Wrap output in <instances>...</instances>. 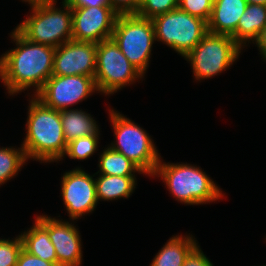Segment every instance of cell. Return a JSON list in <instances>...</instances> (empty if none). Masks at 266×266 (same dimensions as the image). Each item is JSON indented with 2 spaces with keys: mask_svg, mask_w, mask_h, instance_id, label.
Wrapping results in <instances>:
<instances>
[{
  "mask_svg": "<svg viewBox=\"0 0 266 266\" xmlns=\"http://www.w3.org/2000/svg\"><path fill=\"white\" fill-rule=\"evenodd\" d=\"M10 38L16 47L0 55V81L12 97L30 89L35 95L52 76L56 48L30 41L16 28Z\"/></svg>",
  "mask_w": 266,
  "mask_h": 266,
  "instance_id": "1",
  "label": "cell"
},
{
  "mask_svg": "<svg viewBox=\"0 0 266 266\" xmlns=\"http://www.w3.org/2000/svg\"><path fill=\"white\" fill-rule=\"evenodd\" d=\"M28 101L26 136L21 142L27 159L46 164L65 160L67 143L60 111L47 107L34 95Z\"/></svg>",
  "mask_w": 266,
  "mask_h": 266,
  "instance_id": "2",
  "label": "cell"
},
{
  "mask_svg": "<svg viewBox=\"0 0 266 266\" xmlns=\"http://www.w3.org/2000/svg\"><path fill=\"white\" fill-rule=\"evenodd\" d=\"M151 177H160L169 194L185 205L210 204L222 200L225 195L201 167L187 162L166 163L160 158Z\"/></svg>",
  "mask_w": 266,
  "mask_h": 266,
  "instance_id": "3",
  "label": "cell"
},
{
  "mask_svg": "<svg viewBox=\"0 0 266 266\" xmlns=\"http://www.w3.org/2000/svg\"><path fill=\"white\" fill-rule=\"evenodd\" d=\"M57 0H44L29 9L30 14L15 28L28 40L59 47L72 39V7ZM63 8V9H62ZM29 15V16H28Z\"/></svg>",
  "mask_w": 266,
  "mask_h": 266,
  "instance_id": "4",
  "label": "cell"
},
{
  "mask_svg": "<svg viewBox=\"0 0 266 266\" xmlns=\"http://www.w3.org/2000/svg\"><path fill=\"white\" fill-rule=\"evenodd\" d=\"M108 111L113 136H115V140L108 146L126 156L143 172V175L151 177L162 158L154 140L146 130L126 115L124 116L113 108Z\"/></svg>",
  "mask_w": 266,
  "mask_h": 266,
  "instance_id": "5",
  "label": "cell"
},
{
  "mask_svg": "<svg viewBox=\"0 0 266 266\" xmlns=\"http://www.w3.org/2000/svg\"><path fill=\"white\" fill-rule=\"evenodd\" d=\"M242 50L230 35L207 32L184 59L190 64L195 81L201 82L230 69Z\"/></svg>",
  "mask_w": 266,
  "mask_h": 266,
  "instance_id": "6",
  "label": "cell"
},
{
  "mask_svg": "<svg viewBox=\"0 0 266 266\" xmlns=\"http://www.w3.org/2000/svg\"><path fill=\"white\" fill-rule=\"evenodd\" d=\"M111 38L128 61L145 76L156 41L152 20L136 14H118Z\"/></svg>",
  "mask_w": 266,
  "mask_h": 266,
  "instance_id": "7",
  "label": "cell"
},
{
  "mask_svg": "<svg viewBox=\"0 0 266 266\" xmlns=\"http://www.w3.org/2000/svg\"><path fill=\"white\" fill-rule=\"evenodd\" d=\"M155 40L185 57L208 32L207 23L176 8L151 19Z\"/></svg>",
  "mask_w": 266,
  "mask_h": 266,
  "instance_id": "8",
  "label": "cell"
},
{
  "mask_svg": "<svg viewBox=\"0 0 266 266\" xmlns=\"http://www.w3.org/2000/svg\"><path fill=\"white\" fill-rule=\"evenodd\" d=\"M144 77L123 55L112 38L97 43L94 78L101 95H113L124 87L139 82V79Z\"/></svg>",
  "mask_w": 266,
  "mask_h": 266,
  "instance_id": "9",
  "label": "cell"
},
{
  "mask_svg": "<svg viewBox=\"0 0 266 266\" xmlns=\"http://www.w3.org/2000/svg\"><path fill=\"white\" fill-rule=\"evenodd\" d=\"M94 93H99L94 77L52 75L34 96L47 107L61 111L71 109Z\"/></svg>",
  "mask_w": 266,
  "mask_h": 266,
  "instance_id": "10",
  "label": "cell"
},
{
  "mask_svg": "<svg viewBox=\"0 0 266 266\" xmlns=\"http://www.w3.org/2000/svg\"><path fill=\"white\" fill-rule=\"evenodd\" d=\"M95 174L81 167L65 172L61 177V198L70 220L93 213L99 204L96 195Z\"/></svg>",
  "mask_w": 266,
  "mask_h": 266,
  "instance_id": "11",
  "label": "cell"
},
{
  "mask_svg": "<svg viewBox=\"0 0 266 266\" xmlns=\"http://www.w3.org/2000/svg\"><path fill=\"white\" fill-rule=\"evenodd\" d=\"M117 16L111 6L72 8V39L97 44L111 38Z\"/></svg>",
  "mask_w": 266,
  "mask_h": 266,
  "instance_id": "12",
  "label": "cell"
},
{
  "mask_svg": "<svg viewBox=\"0 0 266 266\" xmlns=\"http://www.w3.org/2000/svg\"><path fill=\"white\" fill-rule=\"evenodd\" d=\"M36 217L48 228L58 266H81L83 260L81 233L75 220L65 221L45 214ZM73 222V223H72Z\"/></svg>",
  "mask_w": 266,
  "mask_h": 266,
  "instance_id": "13",
  "label": "cell"
},
{
  "mask_svg": "<svg viewBox=\"0 0 266 266\" xmlns=\"http://www.w3.org/2000/svg\"><path fill=\"white\" fill-rule=\"evenodd\" d=\"M97 44L71 39L56 48L52 75L94 77Z\"/></svg>",
  "mask_w": 266,
  "mask_h": 266,
  "instance_id": "14",
  "label": "cell"
},
{
  "mask_svg": "<svg viewBox=\"0 0 266 266\" xmlns=\"http://www.w3.org/2000/svg\"><path fill=\"white\" fill-rule=\"evenodd\" d=\"M248 3L245 0H217L212 7L207 31L230 35L236 41V28Z\"/></svg>",
  "mask_w": 266,
  "mask_h": 266,
  "instance_id": "15",
  "label": "cell"
},
{
  "mask_svg": "<svg viewBox=\"0 0 266 266\" xmlns=\"http://www.w3.org/2000/svg\"><path fill=\"white\" fill-rule=\"evenodd\" d=\"M265 31L266 5L248 4L238 21L236 42L244 49L249 43L257 44Z\"/></svg>",
  "mask_w": 266,
  "mask_h": 266,
  "instance_id": "16",
  "label": "cell"
},
{
  "mask_svg": "<svg viewBox=\"0 0 266 266\" xmlns=\"http://www.w3.org/2000/svg\"><path fill=\"white\" fill-rule=\"evenodd\" d=\"M198 245L195 236L173 235L153 258L150 266H183L190 252Z\"/></svg>",
  "mask_w": 266,
  "mask_h": 266,
  "instance_id": "17",
  "label": "cell"
},
{
  "mask_svg": "<svg viewBox=\"0 0 266 266\" xmlns=\"http://www.w3.org/2000/svg\"><path fill=\"white\" fill-rule=\"evenodd\" d=\"M34 220L31 228L19 234L23 249L33 256L57 265V256L48 235V228L37 217Z\"/></svg>",
  "mask_w": 266,
  "mask_h": 266,
  "instance_id": "18",
  "label": "cell"
},
{
  "mask_svg": "<svg viewBox=\"0 0 266 266\" xmlns=\"http://www.w3.org/2000/svg\"><path fill=\"white\" fill-rule=\"evenodd\" d=\"M92 116L80 108L60 111L65 142L67 144L79 137L100 134L99 125Z\"/></svg>",
  "mask_w": 266,
  "mask_h": 266,
  "instance_id": "19",
  "label": "cell"
},
{
  "mask_svg": "<svg viewBox=\"0 0 266 266\" xmlns=\"http://www.w3.org/2000/svg\"><path fill=\"white\" fill-rule=\"evenodd\" d=\"M96 195L99 201L128 199L135 191L136 176H112L95 173Z\"/></svg>",
  "mask_w": 266,
  "mask_h": 266,
  "instance_id": "20",
  "label": "cell"
},
{
  "mask_svg": "<svg viewBox=\"0 0 266 266\" xmlns=\"http://www.w3.org/2000/svg\"><path fill=\"white\" fill-rule=\"evenodd\" d=\"M99 170L96 173L112 176H136L143 172L126 156L112 150L109 146L104 148L98 158Z\"/></svg>",
  "mask_w": 266,
  "mask_h": 266,
  "instance_id": "21",
  "label": "cell"
},
{
  "mask_svg": "<svg viewBox=\"0 0 266 266\" xmlns=\"http://www.w3.org/2000/svg\"><path fill=\"white\" fill-rule=\"evenodd\" d=\"M28 162L23 147H0V187L18 175Z\"/></svg>",
  "mask_w": 266,
  "mask_h": 266,
  "instance_id": "22",
  "label": "cell"
},
{
  "mask_svg": "<svg viewBox=\"0 0 266 266\" xmlns=\"http://www.w3.org/2000/svg\"><path fill=\"white\" fill-rule=\"evenodd\" d=\"M100 134H92L85 137H79L67 144L64 155L73 160H86L97 152Z\"/></svg>",
  "mask_w": 266,
  "mask_h": 266,
  "instance_id": "23",
  "label": "cell"
},
{
  "mask_svg": "<svg viewBox=\"0 0 266 266\" xmlns=\"http://www.w3.org/2000/svg\"><path fill=\"white\" fill-rule=\"evenodd\" d=\"M179 0H142L136 15L152 19L178 8Z\"/></svg>",
  "mask_w": 266,
  "mask_h": 266,
  "instance_id": "24",
  "label": "cell"
},
{
  "mask_svg": "<svg viewBox=\"0 0 266 266\" xmlns=\"http://www.w3.org/2000/svg\"><path fill=\"white\" fill-rule=\"evenodd\" d=\"M23 243L20 235L16 238H0V266H16Z\"/></svg>",
  "mask_w": 266,
  "mask_h": 266,
  "instance_id": "25",
  "label": "cell"
},
{
  "mask_svg": "<svg viewBox=\"0 0 266 266\" xmlns=\"http://www.w3.org/2000/svg\"><path fill=\"white\" fill-rule=\"evenodd\" d=\"M213 3L210 0H179L178 8L208 23Z\"/></svg>",
  "mask_w": 266,
  "mask_h": 266,
  "instance_id": "26",
  "label": "cell"
},
{
  "mask_svg": "<svg viewBox=\"0 0 266 266\" xmlns=\"http://www.w3.org/2000/svg\"><path fill=\"white\" fill-rule=\"evenodd\" d=\"M118 14H136L142 0H108Z\"/></svg>",
  "mask_w": 266,
  "mask_h": 266,
  "instance_id": "27",
  "label": "cell"
},
{
  "mask_svg": "<svg viewBox=\"0 0 266 266\" xmlns=\"http://www.w3.org/2000/svg\"><path fill=\"white\" fill-rule=\"evenodd\" d=\"M183 266H214L210 259L203 253L197 245L187 256Z\"/></svg>",
  "mask_w": 266,
  "mask_h": 266,
  "instance_id": "28",
  "label": "cell"
},
{
  "mask_svg": "<svg viewBox=\"0 0 266 266\" xmlns=\"http://www.w3.org/2000/svg\"><path fill=\"white\" fill-rule=\"evenodd\" d=\"M16 266H58L55 263H51L33 256L25 251L23 248L19 253Z\"/></svg>",
  "mask_w": 266,
  "mask_h": 266,
  "instance_id": "29",
  "label": "cell"
},
{
  "mask_svg": "<svg viewBox=\"0 0 266 266\" xmlns=\"http://www.w3.org/2000/svg\"><path fill=\"white\" fill-rule=\"evenodd\" d=\"M60 3H64L72 8L110 6L108 0H62Z\"/></svg>",
  "mask_w": 266,
  "mask_h": 266,
  "instance_id": "30",
  "label": "cell"
},
{
  "mask_svg": "<svg viewBox=\"0 0 266 266\" xmlns=\"http://www.w3.org/2000/svg\"><path fill=\"white\" fill-rule=\"evenodd\" d=\"M255 46H257L261 57H266V31L263 34L261 40Z\"/></svg>",
  "mask_w": 266,
  "mask_h": 266,
  "instance_id": "31",
  "label": "cell"
},
{
  "mask_svg": "<svg viewBox=\"0 0 266 266\" xmlns=\"http://www.w3.org/2000/svg\"><path fill=\"white\" fill-rule=\"evenodd\" d=\"M22 2H26L30 5V8L31 7H34L36 6L37 4H39L40 2L44 1V0H21Z\"/></svg>",
  "mask_w": 266,
  "mask_h": 266,
  "instance_id": "32",
  "label": "cell"
},
{
  "mask_svg": "<svg viewBox=\"0 0 266 266\" xmlns=\"http://www.w3.org/2000/svg\"><path fill=\"white\" fill-rule=\"evenodd\" d=\"M248 4L266 5V0H245Z\"/></svg>",
  "mask_w": 266,
  "mask_h": 266,
  "instance_id": "33",
  "label": "cell"
},
{
  "mask_svg": "<svg viewBox=\"0 0 266 266\" xmlns=\"http://www.w3.org/2000/svg\"><path fill=\"white\" fill-rule=\"evenodd\" d=\"M213 4L217 1V0H210Z\"/></svg>",
  "mask_w": 266,
  "mask_h": 266,
  "instance_id": "34",
  "label": "cell"
}]
</instances>
